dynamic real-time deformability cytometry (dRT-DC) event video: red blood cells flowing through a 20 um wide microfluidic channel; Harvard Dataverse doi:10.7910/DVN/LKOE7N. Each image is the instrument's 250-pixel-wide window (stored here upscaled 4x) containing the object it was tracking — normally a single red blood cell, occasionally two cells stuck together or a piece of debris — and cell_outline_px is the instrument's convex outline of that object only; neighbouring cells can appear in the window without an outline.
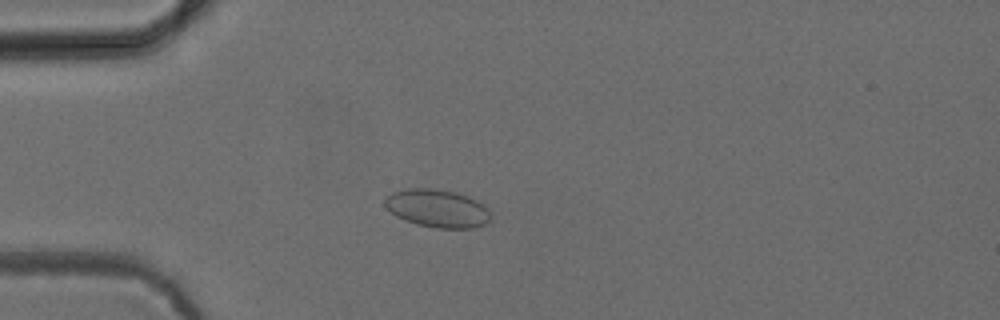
{"species": "common noctule bat (a hibernating species)", "species_latin": "Nyctalus noctula", "temperature_condition": "cold", "stored_images_in_passage": 52, "camera_frame_rate_fps": 3000, "um_per_image_px": 0.085, "animal": {"sex": "female", "body_mass_g": 24.6, "forearm_length_mm": 56.2}, "frame": {"image": 1, "passage_image": 14, "time_ms": 4.333, "image_size_px": [1000, 320], "cell_outline_px": [[492, 220], [484, 224], [472, 228], [436, 228], [416, 224], [404, 220], [396, 216], [384, 204], [384, 200], [392, 192], [408, 188], [432, 188], [456, 192], [468, 196], [484, 204], [492, 212]], "centroid_in_image_um": [37.22, 17.71], "position_along_channel_um": 47.8, "area_um2": 23.64}}
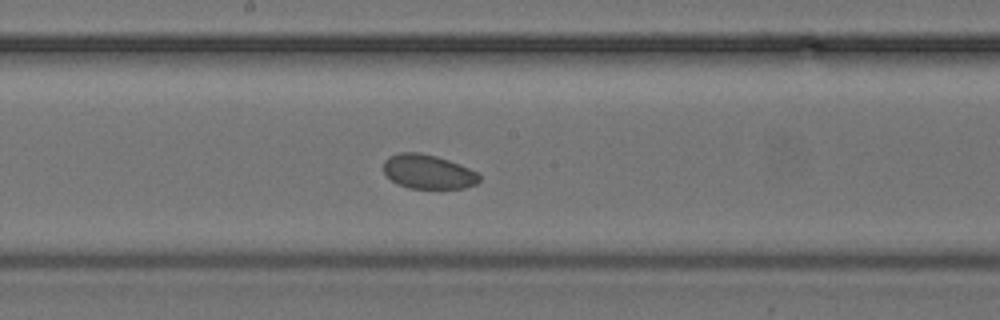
{"frame": {"image": 2, "passage_image": 28, "time_ms": 9.0, "image_size_px": [1000, 320], "cell_outline_px": [[480, 180], [476, 184], [464, 188], [408, 188], [396, 184], [384, 172], [384, 160], [388, 156], [400, 152], [416, 152], [436, 156], [460, 164], [476, 172], [480, 176]], "centroid_in_image_um": [36.37, 14.6], "position_along_channel_um": 211.8, "area_um2": 19.07}}
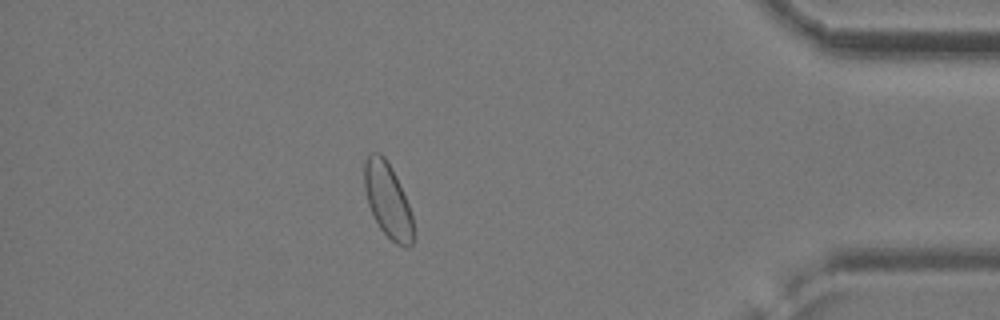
{"frame": {"image": 3, "passage_image": 46, "time_ms": 15.0, "image_size_px": [1000, 320], "cell_outline_px": [[416, 236], [412, 244], [408, 248], [404, 248], [396, 244], [380, 228], [372, 216], [368, 204], [364, 188], [364, 160], [372, 152], [380, 152], [384, 156], [392, 168], [396, 176], [408, 204], [412, 216]], "centroid_in_image_um": [32.97, 17.06], "position_along_channel_um": 402.2, "area_um2": 21.62}}